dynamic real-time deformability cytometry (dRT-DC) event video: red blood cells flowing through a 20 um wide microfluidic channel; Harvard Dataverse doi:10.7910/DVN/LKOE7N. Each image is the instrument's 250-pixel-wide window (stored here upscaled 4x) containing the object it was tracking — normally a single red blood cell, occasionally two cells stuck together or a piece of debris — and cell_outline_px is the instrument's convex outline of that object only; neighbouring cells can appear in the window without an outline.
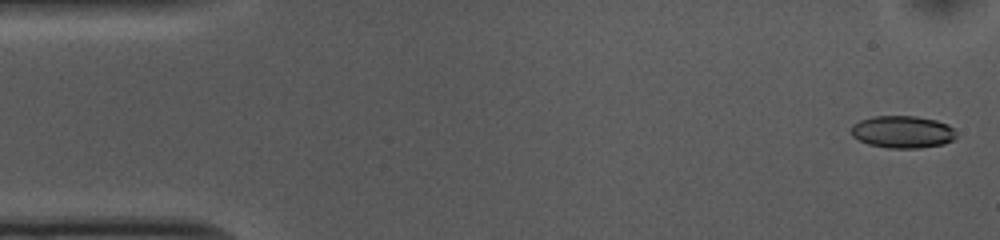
{"species": "common noctule bat (a hibernating species)", "species_latin": "Nyctalus noctula", "temperature_condition": "cold", "stored_images_in_passage": 15, "camera_frame_rate_fps": 3000, "um_per_image_px": 0.085, "animal": {"sex": "female", "body_mass_g": 10.0, "forearm_length_mm": 53.1}, "frame": {"image": 1, "passage_image": 2, "time_ms": 0.333, "image_size_px": [1000, 240], "cell_outline_px": [[956, 136], [952, 140], [944, 144], [920, 148], [888, 148], [868, 144], [852, 136], [852, 124], [860, 120], [872, 116], [916, 116], [936, 120], [948, 124], [956, 132]], "centroid_in_image_um": [76.72, 11.21], "position_along_channel_um": 8.3, "area_um2": 19.83}}
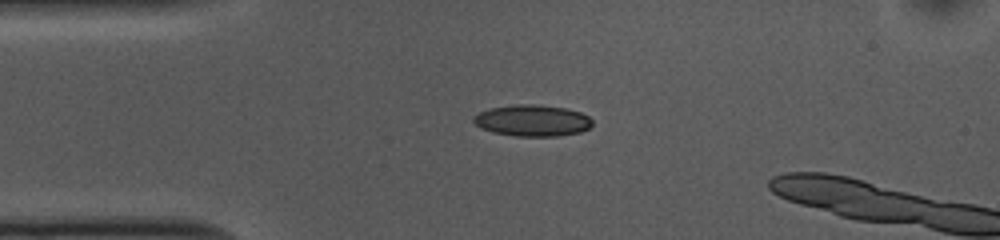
{"frame": {"image": 2, "passage_image": 12, "time_ms": 3.667, "image_size_px": [1000, 240], "cell_outline_px": [[592, 124], [588, 128], [580, 132], [556, 136], [516, 136], [492, 132], [480, 128], [472, 120], [480, 112], [492, 108], [516, 104], [536, 104], [564, 108], [580, 112], [588, 116], [592, 120]], "centroid_in_image_um": [45.26, 10.25], "position_along_channel_um": 39.7, "area_um2": 21.56}}